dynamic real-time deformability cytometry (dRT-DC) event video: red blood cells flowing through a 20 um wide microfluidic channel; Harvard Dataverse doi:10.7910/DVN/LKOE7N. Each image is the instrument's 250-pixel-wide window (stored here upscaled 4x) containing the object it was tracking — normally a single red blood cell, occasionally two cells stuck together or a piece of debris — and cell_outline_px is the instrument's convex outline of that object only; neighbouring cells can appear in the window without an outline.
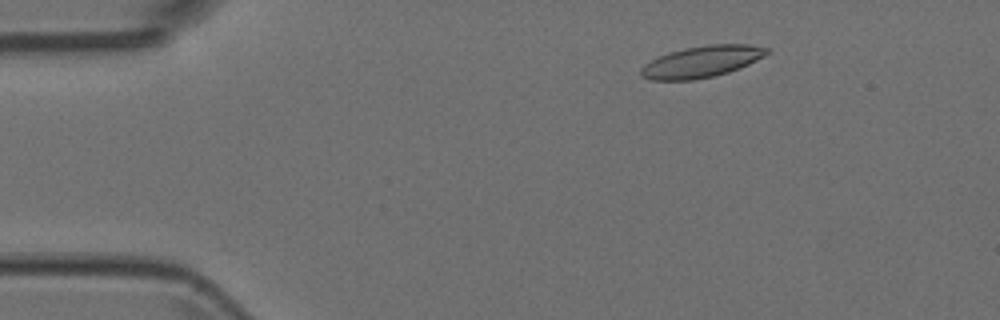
{"species": "Egyptian fruit bat (a non-hibernating species)", "species_latin": "Rousettus aegyptiacus", "temperature_condition": "room temperature", "stored_images_in_passage": 24, "camera_frame_rate_fps": 3000, "um_per_image_px": 0.085, "animal": {"sex": "female"}, "frame": {"image": 1, "passage_image": 7, "time_ms": 2.0, "image_size_px": [1000, 320], "cell_outline_px": [[768, 52], [764, 56], [748, 64], [728, 72], [712, 76], [692, 80], [652, 80], [640, 76], [640, 68], [644, 64], [668, 52], [684, 48], [708, 44], [748, 44], [768, 48]], "centroid_in_image_um": [59.61, 5.24], "position_along_channel_um": 25.4, "area_um2": 22.95}}
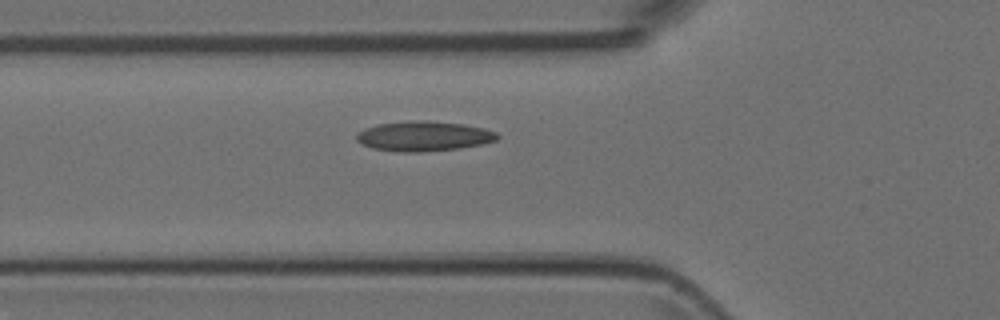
{"frame": {"image": 2, "passage_image": 17, "time_ms": 5.333, "image_size_px": [1000, 320], "cell_outline_px": [[500, 136], [496, 140], [480, 144], [460, 148], [420, 152], [404, 152], [372, 148], [360, 144], [356, 140], [356, 136], [364, 128], [376, 124], [412, 120], [424, 120], [464, 124], [484, 128], [496, 132]], "centroid_in_image_um": [36.0, 11.56], "position_along_channel_um": 89.8, "area_um2": 24.57}}
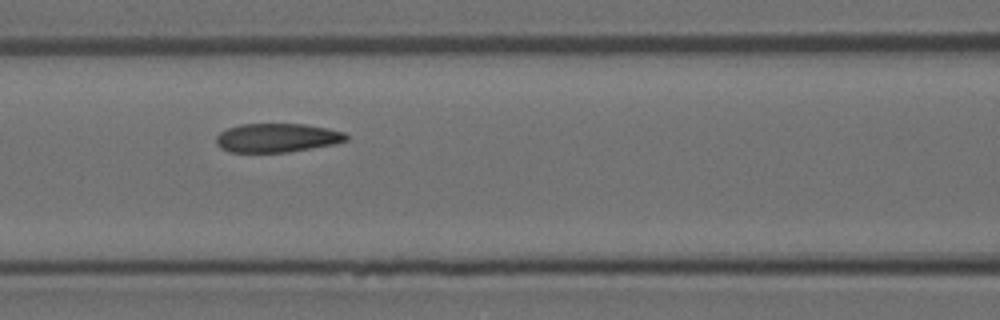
{"frame": {"image": 3, "passage_image": 21, "time_ms": 6.667, "image_size_px": [1000, 320], "cell_outline_px": [[348, 140], [332, 144], [312, 148], [288, 152], [228, 152], [220, 148], [216, 144], [216, 136], [220, 132], [228, 128], [240, 124], [304, 124], [328, 128], [344, 132], [348, 136]], "centroid_in_image_um": [23.52, 11.71], "position_along_channel_um": 143.1, "area_um2": 21.91}}